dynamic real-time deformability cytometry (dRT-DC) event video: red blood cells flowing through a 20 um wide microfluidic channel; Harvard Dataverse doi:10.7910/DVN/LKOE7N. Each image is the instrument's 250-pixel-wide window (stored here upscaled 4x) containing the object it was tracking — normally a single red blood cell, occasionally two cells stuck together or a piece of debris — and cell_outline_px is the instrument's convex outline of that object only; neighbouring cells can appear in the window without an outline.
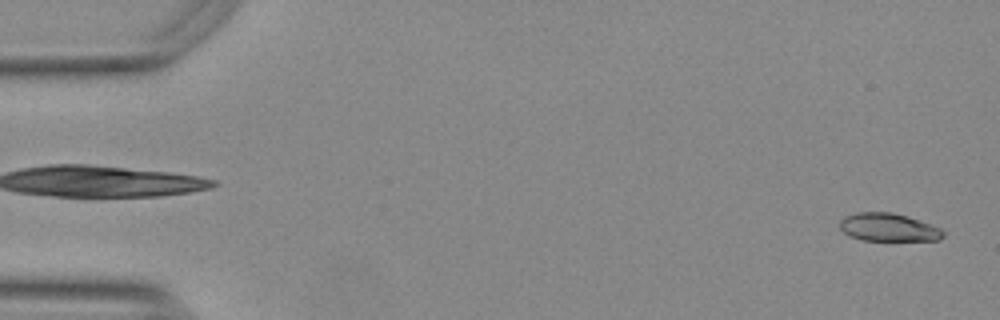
{"species": "Egyptian fruit bat (a non-hibernating species)", "species_latin": "Rousettus aegyptiacus", "temperature_condition": "warm", "stored_images_in_passage": 53, "camera_frame_rate_fps": 3000, "um_per_image_px": 0.085, "animal": {"sex": "female"}, "frame": {"image": 1, "passage_image": 1, "time_ms": 0.0, "image_size_px": [1000, 320], "cell_outline_px": [[944, 236], [940, 240], [864, 240], [852, 236], [844, 232], [840, 228], [840, 220], [844, 216], [856, 212], [892, 212], [940, 228], [944, 232]], "centroid_in_image_um": [75.48, 19.32], "position_along_channel_um": 9.5, "area_um2": 16.53}}
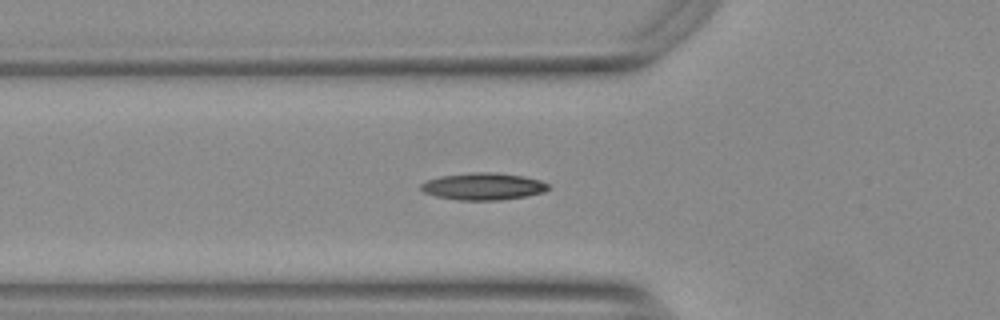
{"frame": {"image": 2, "passage_image": 18, "time_ms": 5.667, "image_size_px": [1000, 320], "cell_outline_px": [[552, 188], [544, 192], [528, 196], [500, 200], [456, 200], [436, 196], [424, 192], [420, 188], [420, 184], [428, 180], [440, 176], [472, 172], [496, 172], [524, 176], [540, 180], [548, 184]], "centroid_in_image_um": [41.11, 15.84], "position_along_channel_um": 84.7, "area_um2": 20.29}}
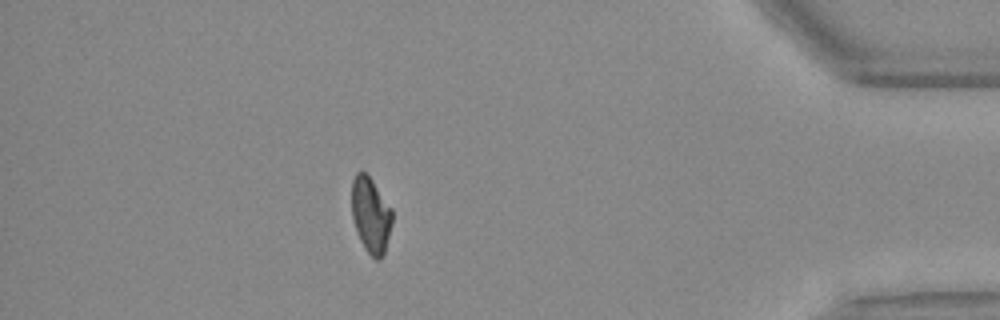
{"frame": {"image": 3, "passage_image": 47, "time_ms": 15.333, "image_size_px": [1000, 320], "cell_outline_px": [[392, 224], [384, 252], [380, 260], [376, 260], [364, 248], [360, 240], [352, 216], [352, 180], [356, 172], [364, 172], [372, 180], [392, 208]], "centroid_in_image_um": [31.52, 18.27], "position_along_channel_um": 403.7, "area_um2": 17.69}, "authors_computed_cell_mechanics": {"area_um2": 18.3226, "velocity_mm_per_s": 3.7681, "shape_relaxation_time_tau1_ms": null, "shape_relaxation_time_tau2_ms": 5.4426, "deformation_change_tau1": null, "deformation_change_tau2": 0.1195}}